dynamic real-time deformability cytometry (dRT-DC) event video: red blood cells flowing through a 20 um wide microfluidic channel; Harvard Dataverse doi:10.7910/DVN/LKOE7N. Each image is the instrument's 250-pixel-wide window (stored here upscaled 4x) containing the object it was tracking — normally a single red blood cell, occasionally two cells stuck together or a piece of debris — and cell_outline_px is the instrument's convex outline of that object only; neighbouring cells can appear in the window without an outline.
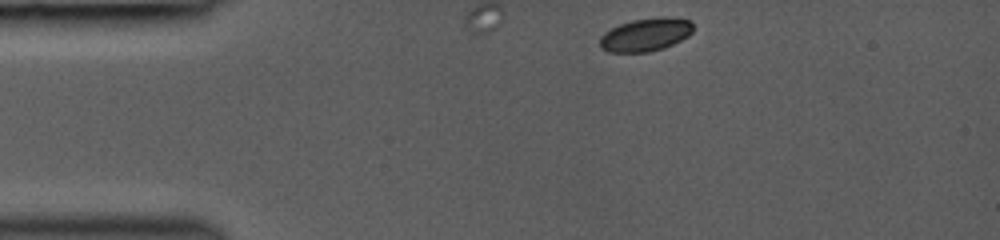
{"species": "common noctule bat (a hibernating species)", "species_latin": "Nyctalus noctula", "temperature_condition": "room temperature", "stored_images_in_passage": 7, "camera_frame_rate_fps": 3000, "um_per_image_px": 0.085, "animal": {"sex": "female", "body_mass_g": 19.0, "forearm_length_mm": 53.3}, "frame": {"image": 1, "passage_image": 1, "time_ms": 0.0, "image_size_px": [1000, 240], "cell_outline_px": [[692, 32], [688, 36], [664, 48], [648, 52], [608, 52], [600, 48], [600, 36], [604, 32], [620, 24], [632, 20], [660, 16], [668, 16], [692, 20]], "centroid_in_image_um": [54.88, 2.93], "position_along_channel_um": 30.1, "area_um2": 18.15}}
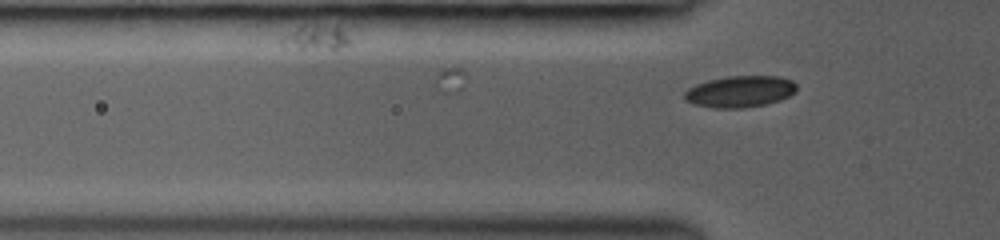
{"frame": {"image": 2, "passage_image": 7, "time_ms": 2.0, "image_size_px": [1000, 240], "cell_outline_px": [[796, 92], [780, 100], [764, 104], [744, 108], [712, 108], [692, 104], [684, 100], [684, 92], [688, 88], [696, 84], [708, 80], [728, 76], [780, 76], [792, 80], [796, 84]], "centroid_in_image_um": [62.88, 7.78], "position_along_channel_um": 62.9, "area_um2": 20.75}}